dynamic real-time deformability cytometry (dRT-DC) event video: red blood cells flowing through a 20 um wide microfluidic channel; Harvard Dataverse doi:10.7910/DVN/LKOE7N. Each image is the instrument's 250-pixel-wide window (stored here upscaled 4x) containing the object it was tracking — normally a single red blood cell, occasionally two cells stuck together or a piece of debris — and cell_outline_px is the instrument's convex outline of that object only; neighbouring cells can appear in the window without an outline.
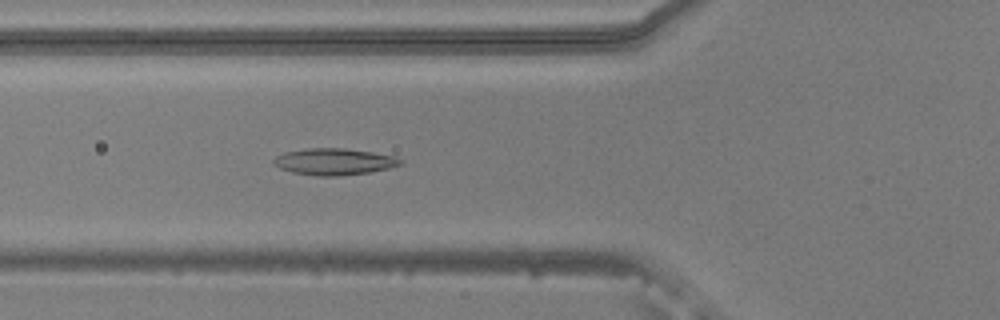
{"species": "common noctule bat (a hibernating species)", "species_latin": "Nyctalus noctula", "temperature_condition": "warm", "stored_images_in_passage": 54, "camera_frame_rate_fps": 3000, "um_per_image_px": 0.085, "animal": {"sex": "male", "body_mass_g": 20.5, "forearm_length_mm": 52.5}, "frame": {"image": 1, "passage_image": 20, "time_ms": 6.333, "image_size_px": [1000, 320], "cell_outline_px": [[404, 164], [388, 168], [368, 172], [340, 176], [316, 176], [292, 172], [280, 168], [272, 164], [272, 160], [276, 156], [284, 152], [308, 148], [344, 148], [372, 152], [396, 156], [404, 160]], "centroid_in_image_um": [28.41, 13.74], "position_along_channel_um": 97.4, "area_um2": 19.83}}
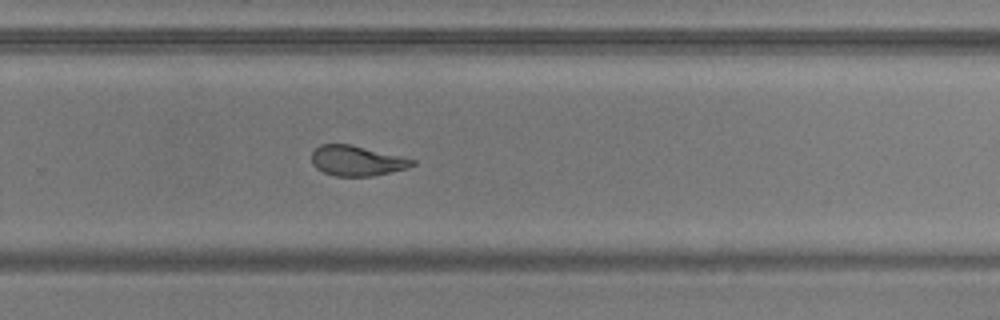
{"frame": {"image": 2, "passage_image": 36, "time_ms": 11.667, "image_size_px": [1000, 320], "cell_outline_px": [[416, 164], [408, 168], [372, 176], [336, 176], [324, 172], [316, 168], [312, 164], [312, 152], [320, 144], [352, 144], [416, 160]], "centroid_in_image_um": [30.33, 13.66], "position_along_channel_um": 299.5, "area_um2": 17.69}}
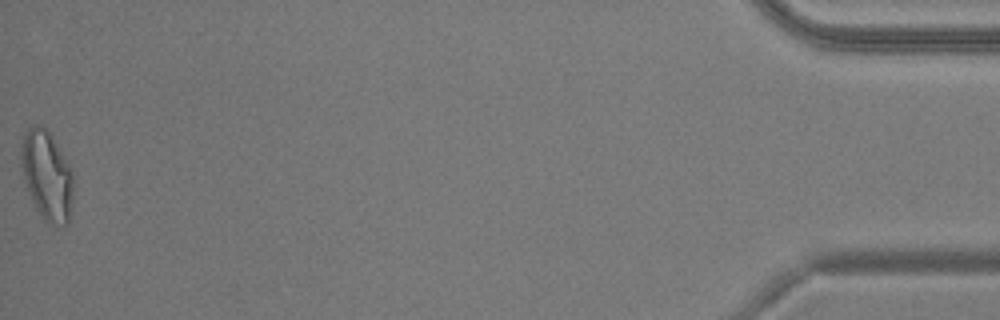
{"frame": {"image": 3, "passage_image": 54, "time_ms": 17.667, "image_size_px": [1000, 320], "cell_outline_px": [[72, 196], [68, 224], [64, 228], [52, 224], [44, 220], [36, 208], [32, 200], [24, 176], [20, 156], [20, 144], [24, 132], [32, 124], [36, 124], [44, 128], [48, 132], [72, 168]], "centroid_in_image_um": [3.98, 14.92], "position_along_channel_um": 431.2, "area_um2": 26.93}, "authors_computed_cell_mechanics": {"area_um2": 19.5075, "velocity_mm_per_s": 3.7823, "shape_relaxation_time_tau1_ms": 7.2264, "shape_relaxation_time_tau2_ms": 2.0975, "deformation_change_tau1": 0.1816, "deformation_change_tau2": 0.0953}}